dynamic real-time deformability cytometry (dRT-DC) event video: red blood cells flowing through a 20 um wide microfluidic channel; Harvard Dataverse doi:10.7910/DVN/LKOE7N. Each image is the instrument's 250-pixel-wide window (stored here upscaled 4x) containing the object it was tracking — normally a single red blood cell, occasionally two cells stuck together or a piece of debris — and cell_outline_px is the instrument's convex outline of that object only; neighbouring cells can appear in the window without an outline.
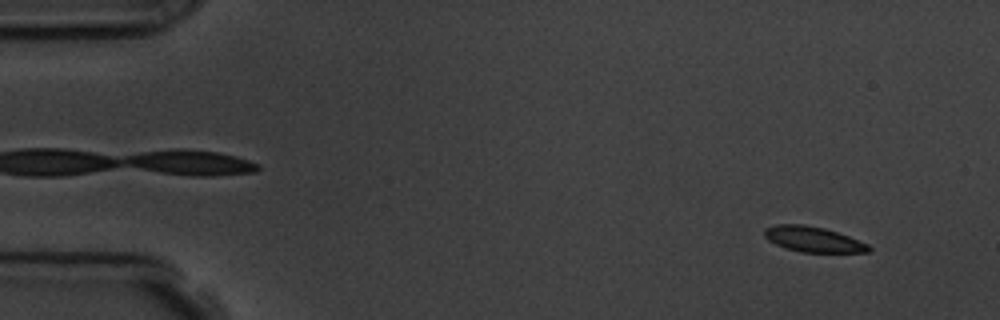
{"species": "common noctule bat (a hibernating species)", "species_latin": "Nyctalus noctula", "temperature_condition": "room temperature", "stored_images_in_passage": 7, "camera_frame_rate_fps": 3000, "um_per_image_px": 0.085, "animal": {"sex": "male", "body_mass_g": 19.5, "forearm_length_mm": 54.6}, "frame": {"image": 1, "passage_image": 1, "time_ms": 0.0, "image_size_px": [1000, 320], "cell_outline_px": [[872, 248], [868, 252], [800, 252], [784, 248], [768, 240], [764, 236], [764, 228], [776, 224], [804, 224], [824, 228], [848, 236], [868, 244]], "centroid_in_image_um": [69.08, 20.34], "position_along_channel_um": 15.9, "area_um2": 15.43}}
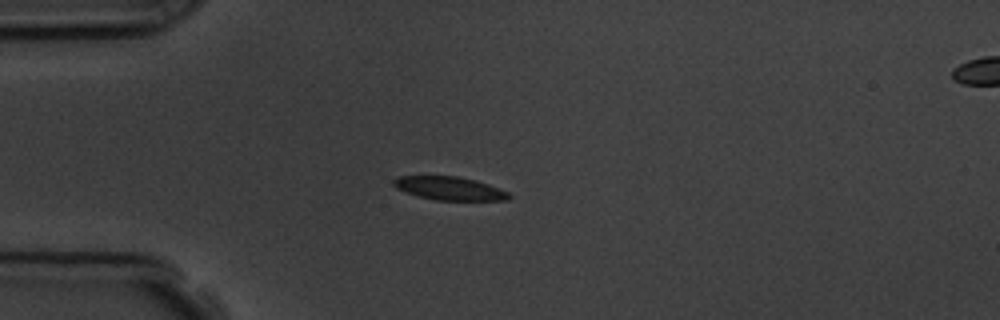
{"frame": {"image": 2, "passage_image": 4, "time_ms": 3.333, "image_size_px": [1000, 320], "cell_outline_px": [[512, 196], [508, 200], [436, 200], [420, 196], [396, 188], [392, 184], [392, 180], [396, 176], [456, 176], [476, 180], [488, 184], [508, 192]], "centroid_in_image_um": [38.21, 16.0], "position_along_channel_um": 46.8, "area_um2": 15.61}}